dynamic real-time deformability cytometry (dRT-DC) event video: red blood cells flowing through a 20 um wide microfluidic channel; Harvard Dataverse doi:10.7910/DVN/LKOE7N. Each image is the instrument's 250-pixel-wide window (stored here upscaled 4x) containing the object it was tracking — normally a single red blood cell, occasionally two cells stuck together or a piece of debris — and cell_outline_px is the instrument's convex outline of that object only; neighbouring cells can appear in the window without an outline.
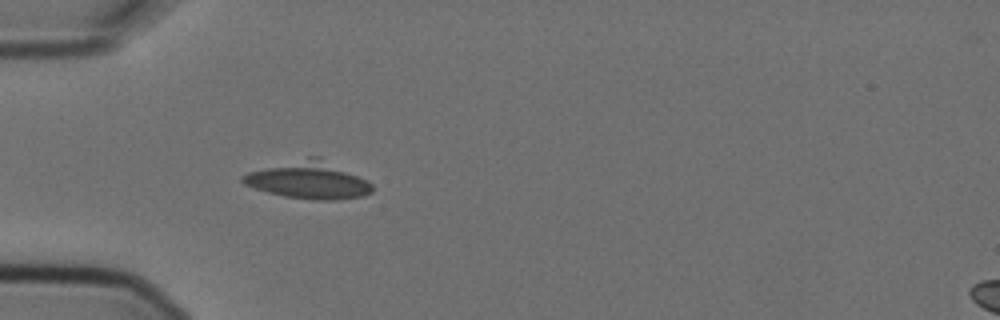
{"species": "Egyptian fruit bat (a non-hibernating species)", "species_latin": "Rousettus aegyptiacus", "temperature_condition": "cold", "stored_images_in_passage": 2, "camera_frame_rate_fps": 3000, "um_per_image_px": 0.085, "animal": {"sex": "female"}, "frame": {"image": 1, "passage_image": 2, "time_ms": 0.333, "image_size_px": [1000, 320], "cell_outline_px": [[372, 192], [364, 196], [336, 200], [312, 200], [284, 196], [268, 192], [244, 184], [240, 180], [240, 176], [248, 172], [308, 156], [320, 156], [372, 184]], "centroid_in_image_um": [26.21, 15.32], "position_along_channel_um": 58.8, "area_um2": 27.74}}